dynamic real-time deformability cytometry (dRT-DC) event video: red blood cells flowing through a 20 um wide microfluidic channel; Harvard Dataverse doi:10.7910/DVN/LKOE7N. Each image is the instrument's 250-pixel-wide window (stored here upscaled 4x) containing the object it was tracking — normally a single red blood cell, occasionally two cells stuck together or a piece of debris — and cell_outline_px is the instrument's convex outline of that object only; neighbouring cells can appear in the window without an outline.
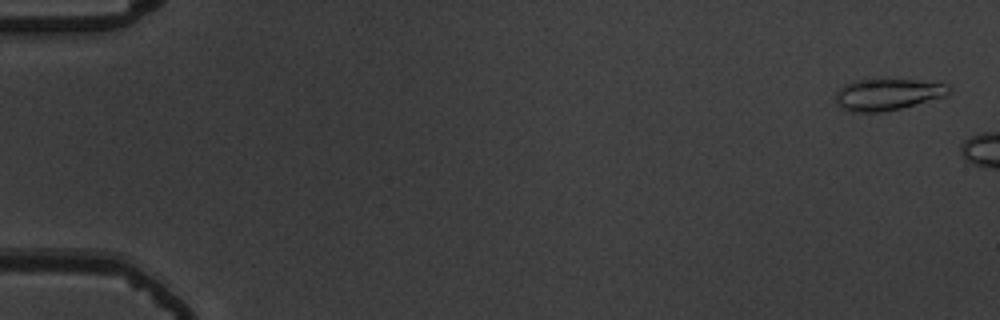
{"species": "common noctule bat (a hibernating species)", "species_latin": "Nyctalus noctula", "temperature_condition": "warm", "stored_images_in_passage": 6, "camera_frame_rate_fps": 3000, "um_per_image_px": 0.085, "animal": {"sex": "male", "body_mass_g": 19.5, "forearm_length_mm": 54.6}, "frame": {"image": 1, "passage_image": 2, "time_ms": 0.333, "image_size_px": [1000, 320], "cell_outline_px": [[952, 92], [944, 96], [900, 108], [880, 112], [852, 112], [836, 104], [836, 92], [844, 84], [852, 80], [912, 80], [948, 84], [952, 88]], "centroid_in_image_um": [75.43, 8.02], "position_along_channel_um": 9.6, "area_um2": 20.58}}